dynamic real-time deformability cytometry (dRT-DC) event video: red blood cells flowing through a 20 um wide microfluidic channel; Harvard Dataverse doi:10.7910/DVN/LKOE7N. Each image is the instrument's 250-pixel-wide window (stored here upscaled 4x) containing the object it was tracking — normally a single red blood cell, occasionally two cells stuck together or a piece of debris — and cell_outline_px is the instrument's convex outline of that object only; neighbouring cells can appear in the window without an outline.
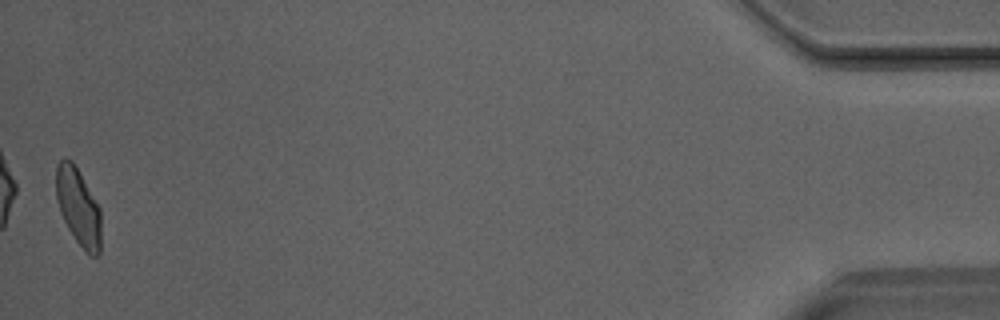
{"species": "Egyptian fruit bat (a non-hibernating species)", "species_latin": "Rousettus aegyptiacus", "temperature_condition": "room temperature", "stored_images_in_passage": 47, "camera_frame_rate_fps": 3000, "um_per_image_px": 0.085, "animal": {"sex": "male"}, "frame": {"image": 1, "passage_image": 47, "time_ms": 15.333, "image_size_px": [1000, 320], "cell_outline_px": [[100, 252], [96, 256], [92, 256], [76, 240], [68, 228], [60, 212], [56, 196], [56, 164], [64, 156], [72, 160], [100, 208]], "centroid_in_image_um": [6.64, 17.54], "position_along_channel_um": 428.6, "area_um2": 19.94}}